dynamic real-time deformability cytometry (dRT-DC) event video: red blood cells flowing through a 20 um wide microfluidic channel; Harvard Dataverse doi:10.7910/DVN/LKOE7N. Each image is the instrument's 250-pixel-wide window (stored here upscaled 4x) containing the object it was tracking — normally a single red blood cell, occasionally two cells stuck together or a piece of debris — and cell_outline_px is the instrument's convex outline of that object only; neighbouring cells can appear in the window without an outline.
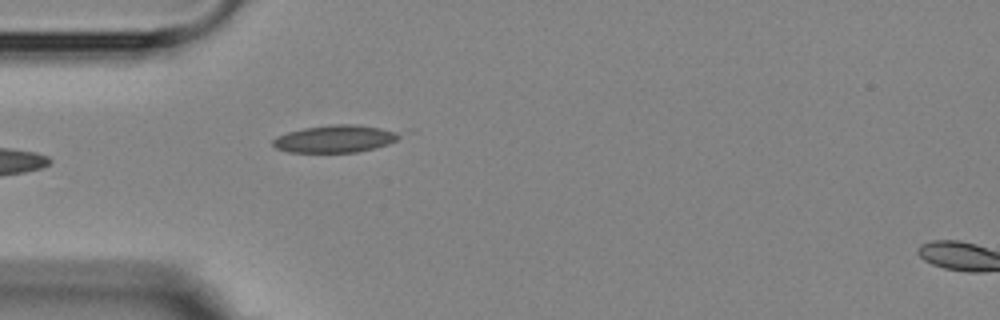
{"species": "Egyptian fruit bat (a non-hibernating species)", "species_latin": "Rousettus aegyptiacus", "temperature_condition": "room temperature", "stored_images_in_passage": 6, "segment_of_instrument_passage": [1, 2], "camera_frame_rate_fps": 3000, "um_per_image_px": 0.085, "animal": {"sex": "female"}, "frame": {"image": 1, "passage_image": 5, "time_ms": 4.667, "image_size_px": [1000, 320], "cell_outline_px": [[400, 136], [396, 140], [388, 144], [376, 148], [356, 152], [288, 152], [276, 148], [272, 144], [272, 140], [276, 136], [288, 132], [304, 128], [332, 124], [356, 124], [380, 128], [396, 132]], "centroid_in_image_um": [28.44, 11.8], "position_along_channel_um": 56.6, "area_um2": 20.06}}